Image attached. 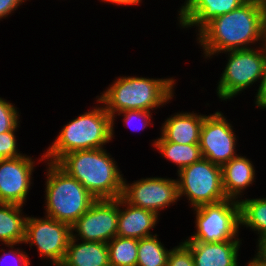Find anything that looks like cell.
<instances>
[{"instance_id":"6da1fadb","label":"cell","mask_w":266,"mask_h":266,"mask_svg":"<svg viewBox=\"0 0 266 266\" xmlns=\"http://www.w3.org/2000/svg\"><path fill=\"white\" fill-rule=\"evenodd\" d=\"M265 7L247 0L237 9L217 16L199 32L197 41L205 58L230 50L250 49L264 43ZM250 45V47H249Z\"/></svg>"},{"instance_id":"7a4b0ae2","label":"cell","mask_w":266,"mask_h":266,"mask_svg":"<svg viewBox=\"0 0 266 266\" xmlns=\"http://www.w3.org/2000/svg\"><path fill=\"white\" fill-rule=\"evenodd\" d=\"M109 154L105 148L74 151L56 164L96 199H117L122 196L124 178Z\"/></svg>"},{"instance_id":"3957f363","label":"cell","mask_w":266,"mask_h":266,"mask_svg":"<svg viewBox=\"0 0 266 266\" xmlns=\"http://www.w3.org/2000/svg\"><path fill=\"white\" fill-rule=\"evenodd\" d=\"M172 78L119 77L97 99L113 118L126 110L151 111L168 103L174 96ZM151 109V110H150Z\"/></svg>"},{"instance_id":"277c9868","label":"cell","mask_w":266,"mask_h":266,"mask_svg":"<svg viewBox=\"0 0 266 266\" xmlns=\"http://www.w3.org/2000/svg\"><path fill=\"white\" fill-rule=\"evenodd\" d=\"M102 106L97 105L63 126L40 160L56 163L67 153L104 148L114 137V127L111 115Z\"/></svg>"},{"instance_id":"5b68a950","label":"cell","mask_w":266,"mask_h":266,"mask_svg":"<svg viewBox=\"0 0 266 266\" xmlns=\"http://www.w3.org/2000/svg\"><path fill=\"white\" fill-rule=\"evenodd\" d=\"M47 167L45 216L71 226L96 198L56 163L47 162Z\"/></svg>"},{"instance_id":"8992f818","label":"cell","mask_w":266,"mask_h":266,"mask_svg":"<svg viewBox=\"0 0 266 266\" xmlns=\"http://www.w3.org/2000/svg\"><path fill=\"white\" fill-rule=\"evenodd\" d=\"M260 46L226 51L229 59L218 82L219 99L227 101L259 79L262 81L266 69V46L264 43Z\"/></svg>"},{"instance_id":"52a82bcc","label":"cell","mask_w":266,"mask_h":266,"mask_svg":"<svg viewBox=\"0 0 266 266\" xmlns=\"http://www.w3.org/2000/svg\"><path fill=\"white\" fill-rule=\"evenodd\" d=\"M196 233L184 242H224L237 238L240 225L239 201H222L194 208Z\"/></svg>"},{"instance_id":"ba28073f","label":"cell","mask_w":266,"mask_h":266,"mask_svg":"<svg viewBox=\"0 0 266 266\" xmlns=\"http://www.w3.org/2000/svg\"><path fill=\"white\" fill-rule=\"evenodd\" d=\"M177 173L179 198L187 197L193 209L227 198L222 186V168L208 159L201 158Z\"/></svg>"},{"instance_id":"9c48e42d","label":"cell","mask_w":266,"mask_h":266,"mask_svg":"<svg viewBox=\"0 0 266 266\" xmlns=\"http://www.w3.org/2000/svg\"><path fill=\"white\" fill-rule=\"evenodd\" d=\"M71 237V226L67 223L47 216L26 219L23 243L36 246L40 257L50 259L54 266L63 262Z\"/></svg>"},{"instance_id":"30bf717a","label":"cell","mask_w":266,"mask_h":266,"mask_svg":"<svg viewBox=\"0 0 266 266\" xmlns=\"http://www.w3.org/2000/svg\"><path fill=\"white\" fill-rule=\"evenodd\" d=\"M117 223L118 198L96 199L90 208L71 225L72 237L79 236L86 242L108 243L117 236Z\"/></svg>"},{"instance_id":"8fae6325","label":"cell","mask_w":266,"mask_h":266,"mask_svg":"<svg viewBox=\"0 0 266 266\" xmlns=\"http://www.w3.org/2000/svg\"><path fill=\"white\" fill-rule=\"evenodd\" d=\"M236 135L221 111L206 115L200 131L202 158L223 166L236 157Z\"/></svg>"},{"instance_id":"7c38bea8","label":"cell","mask_w":266,"mask_h":266,"mask_svg":"<svg viewBox=\"0 0 266 266\" xmlns=\"http://www.w3.org/2000/svg\"><path fill=\"white\" fill-rule=\"evenodd\" d=\"M122 197L131 205L148 209L159 216V210L179 200L176 179L150 177L128 184L124 180Z\"/></svg>"},{"instance_id":"4fadbf2b","label":"cell","mask_w":266,"mask_h":266,"mask_svg":"<svg viewBox=\"0 0 266 266\" xmlns=\"http://www.w3.org/2000/svg\"><path fill=\"white\" fill-rule=\"evenodd\" d=\"M32 160L26 154L0 160V203L25 204L35 166Z\"/></svg>"},{"instance_id":"5bb4252c","label":"cell","mask_w":266,"mask_h":266,"mask_svg":"<svg viewBox=\"0 0 266 266\" xmlns=\"http://www.w3.org/2000/svg\"><path fill=\"white\" fill-rule=\"evenodd\" d=\"M247 0H185L178 11L182 28L196 26L198 32L213 18L229 13Z\"/></svg>"},{"instance_id":"9a60e30c","label":"cell","mask_w":266,"mask_h":266,"mask_svg":"<svg viewBox=\"0 0 266 266\" xmlns=\"http://www.w3.org/2000/svg\"><path fill=\"white\" fill-rule=\"evenodd\" d=\"M157 220L155 212L133 206L122 196L118 198L117 236L136 239L152 236L150 230L155 227Z\"/></svg>"},{"instance_id":"2e32d148","label":"cell","mask_w":266,"mask_h":266,"mask_svg":"<svg viewBox=\"0 0 266 266\" xmlns=\"http://www.w3.org/2000/svg\"><path fill=\"white\" fill-rule=\"evenodd\" d=\"M206 115L181 112L167 118L161 128V136L155 142L199 144L200 131Z\"/></svg>"},{"instance_id":"e0dca14e","label":"cell","mask_w":266,"mask_h":266,"mask_svg":"<svg viewBox=\"0 0 266 266\" xmlns=\"http://www.w3.org/2000/svg\"><path fill=\"white\" fill-rule=\"evenodd\" d=\"M240 241L184 243L191 249L195 266H238Z\"/></svg>"},{"instance_id":"ac0fdd59","label":"cell","mask_w":266,"mask_h":266,"mask_svg":"<svg viewBox=\"0 0 266 266\" xmlns=\"http://www.w3.org/2000/svg\"><path fill=\"white\" fill-rule=\"evenodd\" d=\"M221 168L222 186L226 197L239 201L238 197L242 195L244 189L255 181L252 161L245 156L237 155Z\"/></svg>"},{"instance_id":"d6986e66","label":"cell","mask_w":266,"mask_h":266,"mask_svg":"<svg viewBox=\"0 0 266 266\" xmlns=\"http://www.w3.org/2000/svg\"><path fill=\"white\" fill-rule=\"evenodd\" d=\"M79 238L71 237L63 260L65 266H110L107 243H76Z\"/></svg>"},{"instance_id":"ffe728a7","label":"cell","mask_w":266,"mask_h":266,"mask_svg":"<svg viewBox=\"0 0 266 266\" xmlns=\"http://www.w3.org/2000/svg\"><path fill=\"white\" fill-rule=\"evenodd\" d=\"M22 205L0 203V241L5 245L21 244L25 239L26 217Z\"/></svg>"},{"instance_id":"44dd1931","label":"cell","mask_w":266,"mask_h":266,"mask_svg":"<svg viewBox=\"0 0 266 266\" xmlns=\"http://www.w3.org/2000/svg\"><path fill=\"white\" fill-rule=\"evenodd\" d=\"M159 153L167 160L178 166L179 172L181 169L202 158L199 144H178L172 142H155L152 144Z\"/></svg>"},{"instance_id":"7402d4cb","label":"cell","mask_w":266,"mask_h":266,"mask_svg":"<svg viewBox=\"0 0 266 266\" xmlns=\"http://www.w3.org/2000/svg\"><path fill=\"white\" fill-rule=\"evenodd\" d=\"M240 226L257 231L259 237L266 236V198L241 199Z\"/></svg>"},{"instance_id":"603a6c76","label":"cell","mask_w":266,"mask_h":266,"mask_svg":"<svg viewBox=\"0 0 266 266\" xmlns=\"http://www.w3.org/2000/svg\"><path fill=\"white\" fill-rule=\"evenodd\" d=\"M107 245L110 266H136L139 239L115 236Z\"/></svg>"},{"instance_id":"cb8c5ba5","label":"cell","mask_w":266,"mask_h":266,"mask_svg":"<svg viewBox=\"0 0 266 266\" xmlns=\"http://www.w3.org/2000/svg\"><path fill=\"white\" fill-rule=\"evenodd\" d=\"M170 250L165 249L157 234L139 239L136 266H166Z\"/></svg>"},{"instance_id":"d4e9b609","label":"cell","mask_w":266,"mask_h":266,"mask_svg":"<svg viewBox=\"0 0 266 266\" xmlns=\"http://www.w3.org/2000/svg\"><path fill=\"white\" fill-rule=\"evenodd\" d=\"M19 112L9 101L0 97V133L17 130L20 124Z\"/></svg>"},{"instance_id":"484cf974","label":"cell","mask_w":266,"mask_h":266,"mask_svg":"<svg viewBox=\"0 0 266 266\" xmlns=\"http://www.w3.org/2000/svg\"><path fill=\"white\" fill-rule=\"evenodd\" d=\"M121 114L124 115L123 121L126 124V127L128 126V127L131 128V126L133 125L132 126L133 128H131L132 130H136V131L143 130L144 128H146L151 123V120H150L152 118L151 117V115H152L151 111H144V110H126V111L119 112L118 114H116L112 118V126H114V120H115L114 118H116L117 115L120 116ZM133 120H135V121L137 120L136 121L137 123H138V121H141V123L139 122V124L141 125V127H140V125L138 127L136 125L137 123L134 125L135 121H133Z\"/></svg>"},{"instance_id":"4316f807","label":"cell","mask_w":266,"mask_h":266,"mask_svg":"<svg viewBox=\"0 0 266 266\" xmlns=\"http://www.w3.org/2000/svg\"><path fill=\"white\" fill-rule=\"evenodd\" d=\"M166 266H195L191 249L184 242L172 248Z\"/></svg>"},{"instance_id":"83f0119b","label":"cell","mask_w":266,"mask_h":266,"mask_svg":"<svg viewBox=\"0 0 266 266\" xmlns=\"http://www.w3.org/2000/svg\"><path fill=\"white\" fill-rule=\"evenodd\" d=\"M15 131L16 130H11L0 133V160L23 156V154L18 151V147L16 146L17 140Z\"/></svg>"},{"instance_id":"f1b7e54d","label":"cell","mask_w":266,"mask_h":266,"mask_svg":"<svg viewBox=\"0 0 266 266\" xmlns=\"http://www.w3.org/2000/svg\"><path fill=\"white\" fill-rule=\"evenodd\" d=\"M7 246L10 247L11 250L8 253H4V255L2 254V256L0 257V260H2V262L6 260V257L11 258L10 256H12L13 259L16 260V266H30L29 256L26 252L21 251L20 248L15 249L14 246H16V244ZM2 262L0 261L1 265L3 264Z\"/></svg>"},{"instance_id":"f546056e","label":"cell","mask_w":266,"mask_h":266,"mask_svg":"<svg viewBox=\"0 0 266 266\" xmlns=\"http://www.w3.org/2000/svg\"><path fill=\"white\" fill-rule=\"evenodd\" d=\"M26 0H0V20L8 17L10 13L17 9L18 6Z\"/></svg>"},{"instance_id":"4dcf8cb0","label":"cell","mask_w":266,"mask_h":266,"mask_svg":"<svg viewBox=\"0 0 266 266\" xmlns=\"http://www.w3.org/2000/svg\"><path fill=\"white\" fill-rule=\"evenodd\" d=\"M256 93H257L255 96L256 107H259V108L261 107L260 109L266 108V69H265V73L262 77V81H260L259 88Z\"/></svg>"},{"instance_id":"1f68e13d","label":"cell","mask_w":266,"mask_h":266,"mask_svg":"<svg viewBox=\"0 0 266 266\" xmlns=\"http://www.w3.org/2000/svg\"><path fill=\"white\" fill-rule=\"evenodd\" d=\"M257 255L255 256L266 263V236H262L258 238V245H257Z\"/></svg>"},{"instance_id":"d6a6232c","label":"cell","mask_w":266,"mask_h":266,"mask_svg":"<svg viewBox=\"0 0 266 266\" xmlns=\"http://www.w3.org/2000/svg\"><path fill=\"white\" fill-rule=\"evenodd\" d=\"M116 5H138L142 0H101Z\"/></svg>"},{"instance_id":"836d02e7","label":"cell","mask_w":266,"mask_h":266,"mask_svg":"<svg viewBox=\"0 0 266 266\" xmlns=\"http://www.w3.org/2000/svg\"><path fill=\"white\" fill-rule=\"evenodd\" d=\"M247 264V266H266V263L259 260L256 256L251 259Z\"/></svg>"},{"instance_id":"e575fe53","label":"cell","mask_w":266,"mask_h":266,"mask_svg":"<svg viewBox=\"0 0 266 266\" xmlns=\"http://www.w3.org/2000/svg\"><path fill=\"white\" fill-rule=\"evenodd\" d=\"M257 4L266 7V0H254Z\"/></svg>"},{"instance_id":"d590c367","label":"cell","mask_w":266,"mask_h":266,"mask_svg":"<svg viewBox=\"0 0 266 266\" xmlns=\"http://www.w3.org/2000/svg\"><path fill=\"white\" fill-rule=\"evenodd\" d=\"M264 45L266 46V7H265Z\"/></svg>"},{"instance_id":"8d00e7d4","label":"cell","mask_w":266,"mask_h":266,"mask_svg":"<svg viewBox=\"0 0 266 266\" xmlns=\"http://www.w3.org/2000/svg\"><path fill=\"white\" fill-rule=\"evenodd\" d=\"M56 266H65L63 263L59 264V265H56Z\"/></svg>"}]
</instances>
